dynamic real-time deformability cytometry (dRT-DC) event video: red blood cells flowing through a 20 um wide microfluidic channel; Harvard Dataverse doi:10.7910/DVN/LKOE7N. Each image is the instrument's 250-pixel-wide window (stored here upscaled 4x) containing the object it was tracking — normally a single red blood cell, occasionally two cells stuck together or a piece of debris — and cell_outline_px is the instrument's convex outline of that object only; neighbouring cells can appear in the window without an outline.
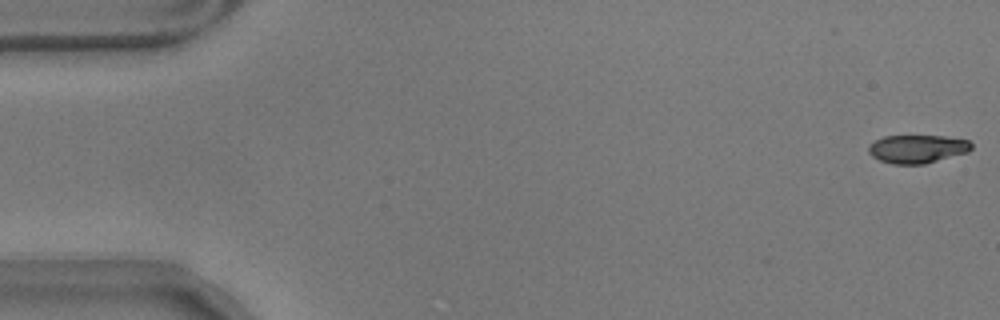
{"species": "common noctule bat (a hibernating species)", "species_latin": "Nyctalus noctula", "temperature_condition": "warm", "stored_images_in_passage": 57, "camera_frame_rate_fps": 3000, "um_per_image_px": 0.085, "animal": {"sex": "male", "body_mass_g": 17.9}, "frame": {"image": 1, "passage_image": 1, "time_ms": 0.0, "image_size_px": [1000, 320], "cell_outline_px": [[972, 148], [968, 152], [924, 164], [892, 164], [880, 160], [872, 156], [868, 152], [868, 144], [884, 136], [944, 136], [968, 140], [972, 144]], "centroid_in_image_um": [77.96, 12.66], "position_along_channel_um": 7.0, "area_um2": 16.94}}
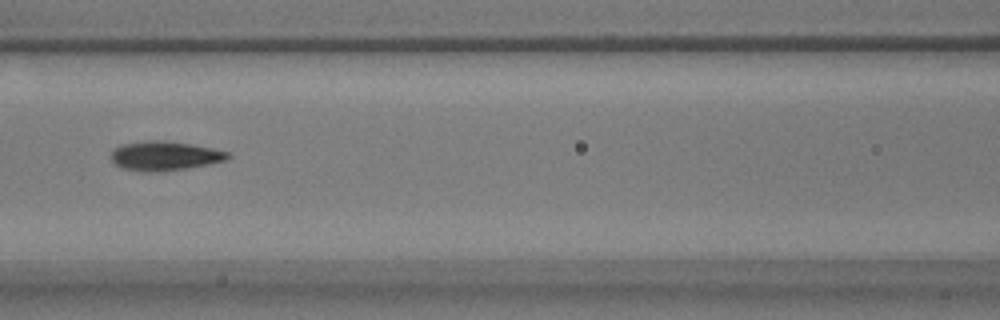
{"frame": {"image": 2, "passage_image": 25, "time_ms": 8.0, "image_size_px": [1000, 320], "cell_outline_px": [[232, 156], [228, 160], [188, 168], [156, 172], [144, 172], [124, 168], [116, 164], [112, 160], [112, 148], [120, 144], [144, 140], [164, 140], [212, 148], [228, 152]], "centroid_in_image_um": [13.99, 13.24], "position_along_channel_um": 152.6, "area_um2": 20.0}}
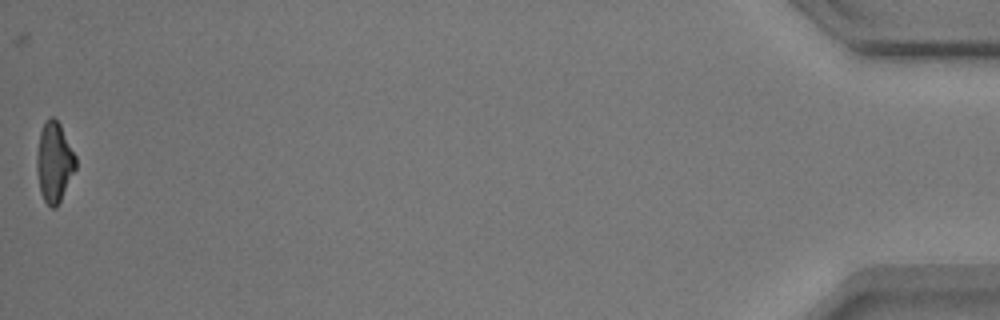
{"frame": {"image": 3, "passage_image": 57, "time_ms": 18.667, "image_size_px": [1000, 320], "cell_outline_px": [[76, 168], [56, 208], [52, 208], [44, 200], [40, 192], [36, 168], [36, 156], [40, 132], [48, 116], [52, 116], [60, 124], [76, 156]], "centroid_in_image_um": [4.6, 13.77], "position_along_channel_um": 430.6, "area_um2": 18.03}, "authors_computed_cell_mechanics": {"area_um2": 18.7272, "velocity_mm_per_s": 3.5324, "shape_relaxation_time_tau1_ms": 3.2457, "shape_relaxation_time_tau2_ms": 2.7959, "deformation_change_tau1": 0.1275, "deformation_change_tau2": 0.0912}}